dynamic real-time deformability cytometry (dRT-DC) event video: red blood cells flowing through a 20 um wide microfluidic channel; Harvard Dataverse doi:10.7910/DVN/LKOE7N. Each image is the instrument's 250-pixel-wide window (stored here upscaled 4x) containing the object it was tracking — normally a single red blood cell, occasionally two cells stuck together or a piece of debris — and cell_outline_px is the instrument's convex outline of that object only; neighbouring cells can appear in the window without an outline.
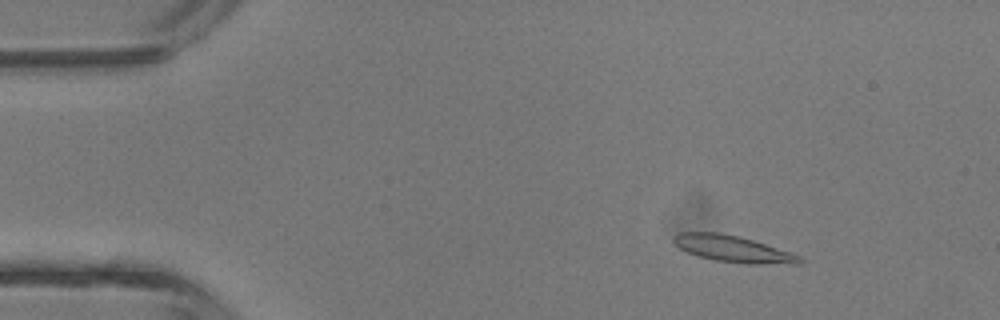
{"species": "common noctule bat (a hibernating species)", "species_latin": "Nyctalus noctula", "temperature_condition": "room temperature", "stored_images_in_passage": 4, "camera_frame_rate_fps": 3000, "um_per_image_px": 0.085, "animal": {"sex": "male", "body_mass_g": 13.3}, "frame": {"image": 1, "passage_image": 2, "time_ms": 1.333, "image_size_px": [1000, 320], "cell_outline_px": [[804, 260], [800, 264], [748, 264], [712, 260], [696, 256], [680, 248], [672, 240], [672, 236], [680, 232], [720, 232], [740, 236], [800, 256]], "centroid_in_image_um": [62.26, 21.16], "position_along_channel_um": 22.7, "area_um2": 19.48}}